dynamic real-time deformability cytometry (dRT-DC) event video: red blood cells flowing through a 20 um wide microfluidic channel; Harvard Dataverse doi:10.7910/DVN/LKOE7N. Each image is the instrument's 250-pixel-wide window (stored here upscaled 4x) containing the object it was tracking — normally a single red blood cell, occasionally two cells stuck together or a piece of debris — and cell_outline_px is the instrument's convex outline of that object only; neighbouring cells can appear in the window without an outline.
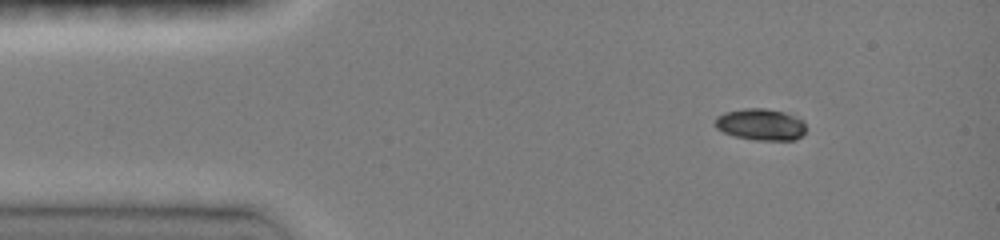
{"species": "common noctule bat (a hibernating species)", "species_latin": "Nyctalus noctula", "temperature_condition": "room temperature", "stored_images_in_passage": 14, "camera_frame_rate_fps": 3000, "um_per_image_px": 0.085, "animal": {"sex": "female", "body_mass_g": 19.0, "forearm_length_mm": 51.5}, "frame": {"image": 1, "passage_image": 1, "time_ms": 0.0, "image_size_px": [1000, 240], "cell_outline_px": [[804, 132], [796, 140], [756, 140], [736, 136], [724, 132], [716, 128], [716, 116], [724, 112], [744, 108], [764, 108], [784, 112], [804, 120]], "centroid_in_image_um": [64.66, 10.57], "position_along_channel_um": 20.3, "area_um2": 16.65}}
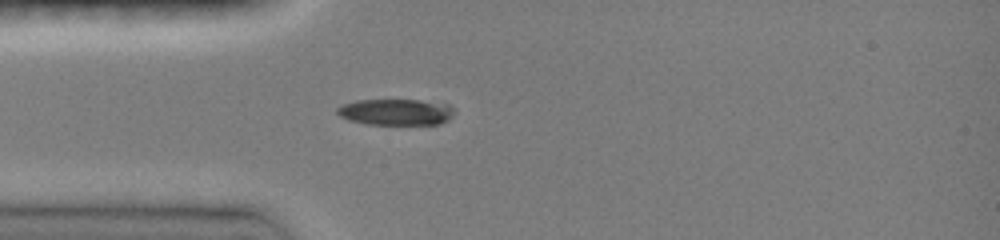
{"frame": {"image": 2, "passage_image": 11, "time_ms": 2.333, "image_size_px": [1000, 240], "cell_outline_px": [[456, 112], [448, 120], [440, 124], [368, 124], [348, 120], [340, 116], [336, 112], [336, 108], [344, 104], [356, 100], [420, 100], [448, 104]], "centroid_in_image_um": [33.66, 9.52], "position_along_channel_um": 51.3, "area_um2": 17.92}}